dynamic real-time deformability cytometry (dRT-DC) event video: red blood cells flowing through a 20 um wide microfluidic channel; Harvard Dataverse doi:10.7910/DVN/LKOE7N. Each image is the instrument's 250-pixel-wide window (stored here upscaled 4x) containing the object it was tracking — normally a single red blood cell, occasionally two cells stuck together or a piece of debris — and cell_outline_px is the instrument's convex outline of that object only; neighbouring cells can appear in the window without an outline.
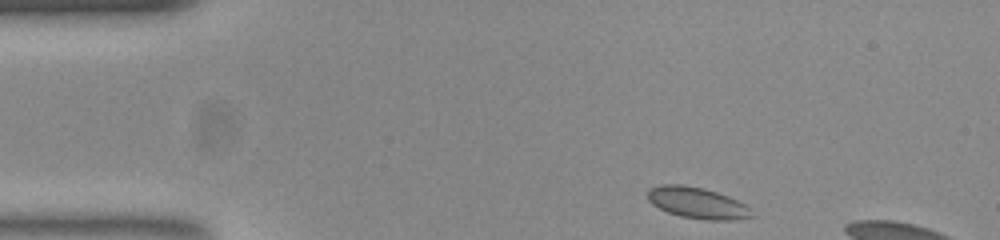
{"species": "common noctule bat (a hibernating species)", "species_latin": "Nyctalus noctula", "temperature_condition": "room temperature", "stored_images_in_passage": 7, "camera_frame_rate_fps": 3000, "um_per_image_px": 0.085, "animal": {"sex": "female", "body_mass_g": 23.0, "forearm_length_mm": 53.4}, "frame": {"image": 1, "passage_image": 1, "time_ms": 0.0, "image_size_px": [1000, 240], "cell_outline_px": [[748, 216], [716, 220], [680, 216], [668, 212], [652, 204], [648, 200], [648, 192], [652, 188], [664, 184], [680, 184], [700, 188], [716, 192], [736, 200], [744, 204], [748, 208]], "centroid_in_image_um": [59.15, 17.22], "position_along_channel_um": 25.9, "area_um2": 17.86}}